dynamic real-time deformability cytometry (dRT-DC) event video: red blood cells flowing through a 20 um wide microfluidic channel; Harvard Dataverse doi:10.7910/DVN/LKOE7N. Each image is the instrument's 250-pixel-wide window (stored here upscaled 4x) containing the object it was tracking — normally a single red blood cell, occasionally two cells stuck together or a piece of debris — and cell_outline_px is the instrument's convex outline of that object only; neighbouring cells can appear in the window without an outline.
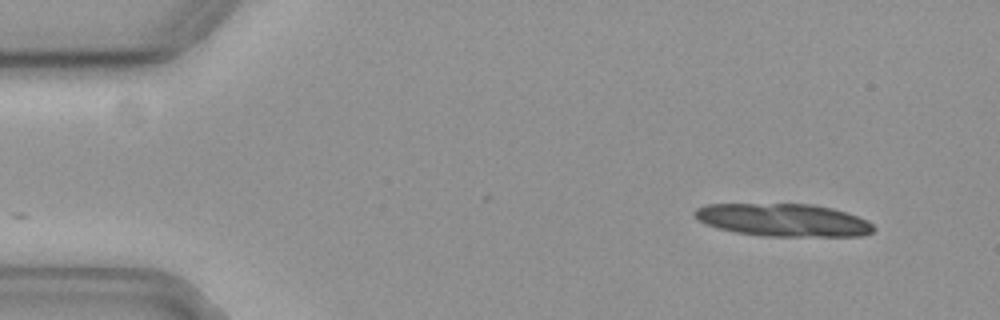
{"species": "common noctule bat (a hibernating species)", "species_latin": "Nyctalus noctula", "temperature_condition": "cold", "stored_images_in_passage": 11, "camera_frame_rate_fps": 3000, "um_per_image_px": 0.085, "animal": {"sex": "female", "body_mass_g": 19.3, "forearm_length_mm": 54.1}, "frame": {"image": 1, "passage_image": 1, "time_ms": 0.0, "image_size_px": [1000, 320], "cell_outline_px": [[876, 228], [872, 232], [860, 236], [764, 236], [736, 232], [716, 228], [704, 224], [692, 212], [696, 208], [704, 204], [812, 204], [832, 208], [868, 220]], "centroid_in_image_um": [66.56, 18.7], "position_along_channel_um": 18.4, "area_um2": 34.16}}